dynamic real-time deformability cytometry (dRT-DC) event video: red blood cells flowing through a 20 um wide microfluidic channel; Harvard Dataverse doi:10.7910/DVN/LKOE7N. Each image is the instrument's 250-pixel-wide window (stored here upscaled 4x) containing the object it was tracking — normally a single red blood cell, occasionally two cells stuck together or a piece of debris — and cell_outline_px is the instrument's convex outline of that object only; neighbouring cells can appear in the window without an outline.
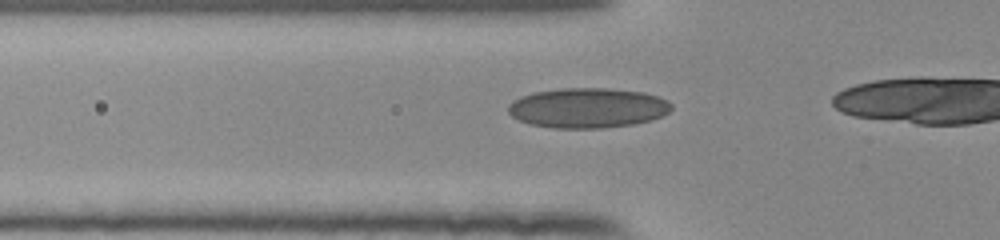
{"species": "human", "species_latin": "Homo sapiens", "temperature_condition": "room temperature", "stored_images_in_passage": 15, "camera_frame_rate_fps": 3000, "um_per_image_px": 0.085, "donor": {"sex": "female"}, "frame": {"image": 1, "passage_image": 6, "time_ms": 1.667, "image_size_px": [1000, 240], "cell_outline_px": [[672, 108], [668, 112], [652, 120], [632, 124], [600, 128], [552, 128], [532, 124], [520, 120], [512, 116], [508, 112], [508, 104], [512, 100], [520, 96], [532, 92], [560, 88], [608, 88], [644, 92], [668, 100], [672, 104]], "centroid_in_image_um": [49.93, 9.16], "position_along_channel_um": 75.9, "area_um2": 38.15}}
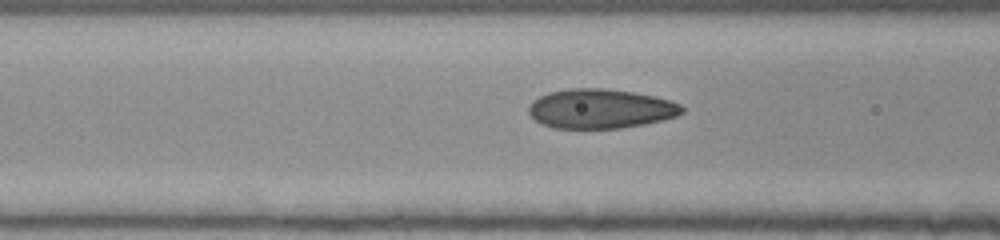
{"frame": {"image": 2, "passage_image": 9, "time_ms": 2.667, "image_size_px": [1000, 240], "cell_outline_px": [[684, 112], [676, 116], [664, 120], [644, 124], [620, 128], [552, 128], [540, 124], [528, 112], [528, 108], [532, 100], [548, 92], [568, 88], [600, 88], [632, 92], [652, 96], [668, 100], [680, 104], [684, 108]], "centroid_in_image_um": [51.01, 9.25], "position_along_channel_um": 115.6, "area_um2": 35.26}}
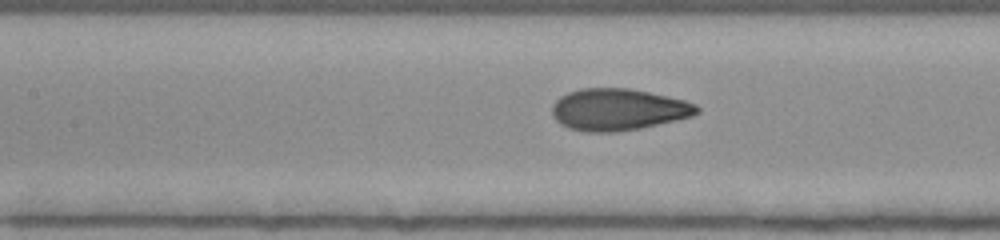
{"frame": {"image": 3, "passage_image": 12, "time_ms": 3.667, "image_size_px": [1000, 240], "cell_outline_px": [[700, 112], [692, 116], [676, 120], [640, 128], [616, 132], [584, 132], [568, 128], [560, 124], [552, 116], [552, 104], [560, 96], [568, 92], [580, 88], [628, 88], [648, 92], [684, 100], [696, 104], [700, 108]], "centroid_in_image_um": [52.51, 9.31], "position_along_channel_um": 154.9, "area_um2": 35.37}}